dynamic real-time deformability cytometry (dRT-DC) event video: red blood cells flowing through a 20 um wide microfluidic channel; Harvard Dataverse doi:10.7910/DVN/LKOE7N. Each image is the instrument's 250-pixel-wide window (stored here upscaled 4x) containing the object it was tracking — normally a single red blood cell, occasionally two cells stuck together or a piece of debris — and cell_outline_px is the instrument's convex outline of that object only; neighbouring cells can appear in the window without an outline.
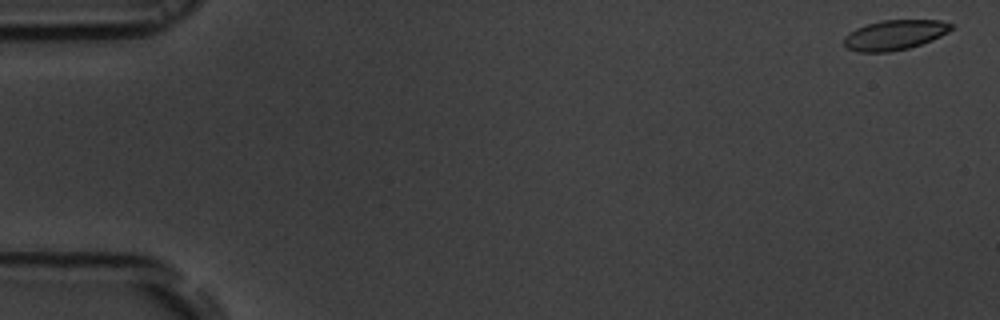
{"species": "common noctule bat (a hibernating species)", "species_latin": "Nyctalus noctula", "temperature_condition": "room temperature", "stored_images_in_passage": 55, "camera_frame_rate_fps": 3000, "um_per_image_px": 0.085, "animal": {"sex": "male", "body_mass_g": 19.5, "forearm_length_mm": 54.6}, "frame": {"image": 1, "passage_image": 1, "time_ms": 0.0, "image_size_px": [1000, 320], "cell_outline_px": [[956, 24], [948, 32], [932, 40], [908, 48], [888, 52], [860, 52], [848, 48], [844, 44], [844, 36], [848, 32], [856, 28], [868, 24], [884, 20], [940, 20]], "centroid_in_image_um": [76.06, 2.96], "position_along_channel_um": 8.9, "area_um2": 18.67}}
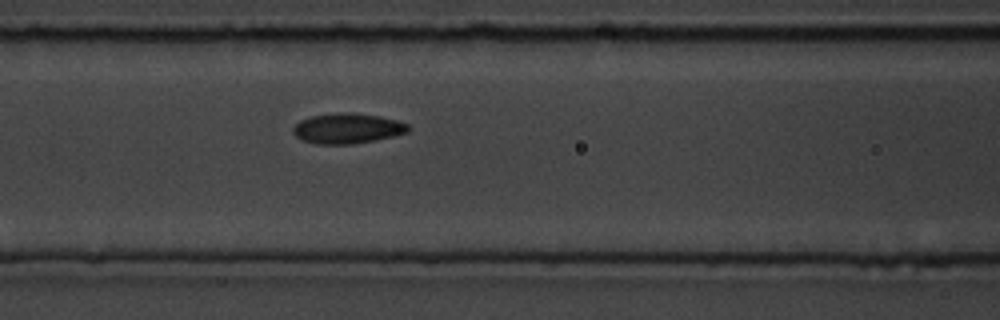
{"frame": {"image": 2, "passage_image": 23, "time_ms": 7.333, "image_size_px": [1000, 320], "cell_outline_px": [[412, 128], [408, 132], [376, 140], [348, 144], [316, 144], [300, 140], [292, 132], [292, 128], [300, 120], [312, 116], [336, 112], [352, 112], [380, 116], [396, 120], [408, 124]], "centroid_in_image_um": [29.52, 10.91], "position_along_channel_um": 137.1, "area_um2": 20.46}}
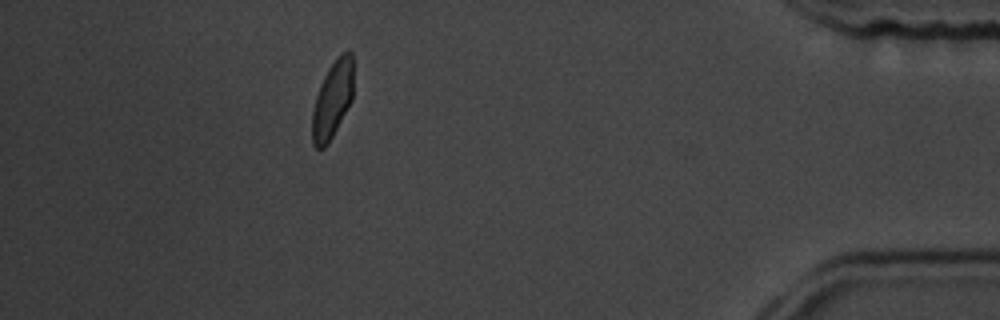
{"frame": {"image": 3, "passage_image": 49, "time_ms": 16.0, "image_size_px": [1000, 320], "cell_outline_px": [[352, 100], [328, 144], [324, 148], [316, 148], [312, 144], [312, 112], [316, 96], [320, 84], [328, 68], [336, 56], [340, 52], [352, 52]], "centroid_in_image_um": [28.24, 8.46], "position_along_channel_um": 407.0, "area_um2": 18.5}, "authors_computed_cell_mechanics": {"area_um2": 19.363, "velocity_mm_per_s": 3.7108, "shape_relaxation_time_tau1_ms": 3.376, "shape_relaxation_time_tau2_ms": 1.7463, "deformation_change_tau1": 0.115, "deformation_change_tau2": 0.0603}}